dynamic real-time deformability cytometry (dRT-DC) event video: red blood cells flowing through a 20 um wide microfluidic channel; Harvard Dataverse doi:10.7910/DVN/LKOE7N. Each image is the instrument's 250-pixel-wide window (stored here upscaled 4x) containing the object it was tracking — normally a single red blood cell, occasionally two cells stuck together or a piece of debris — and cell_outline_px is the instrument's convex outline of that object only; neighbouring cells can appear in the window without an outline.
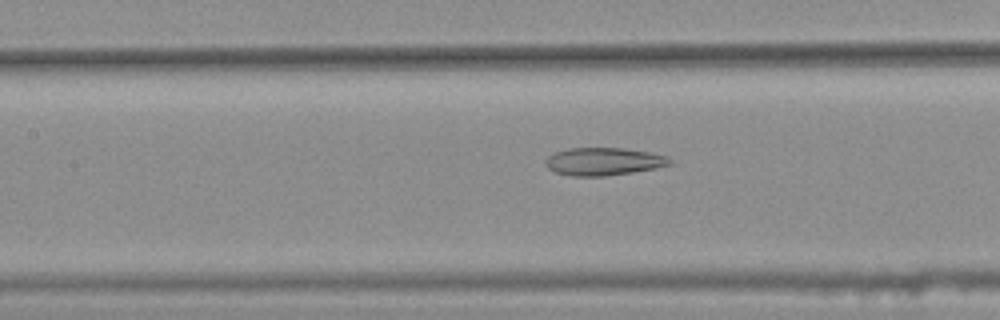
{"species": "common noctule bat (a hibernating species)", "species_latin": "Nyctalus noctula", "temperature_condition": "warm", "stored_images_in_passage": 47, "camera_frame_rate_fps": 3000, "um_per_image_px": 0.085, "animal": {"sex": "female", "body_mass_g": 25.1}, "frame": {"image": 1, "passage_image": 24, "time_ms": 7.667, "image_size_px": [1000, 320], "cell_outline_px": [[672, 164], [656, 168], [632, 172], [604, 176], [572, 176], [556, 172], [548, 168], [544, 164], [544, 160], [548, 156], [556, 152], [568, 148], [624, 148], [648, 152], [668, 156], [672, 160]], "centroid_in_image_um": [51.3, 13.72], "position_along_channel_um": 156.1, "area_um2": 20.11}}
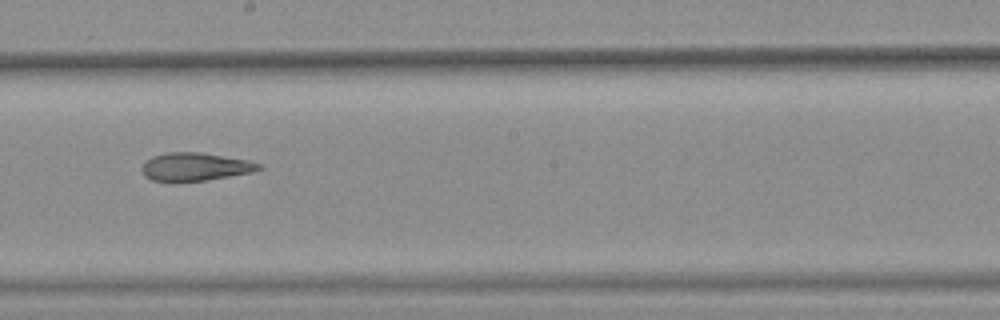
{"frame": {"image": 2, "passage_image": 30, "time_ms": 9.667, "image_size_px": [1000, 320], "cell_outline_px": [[264, 168], [252, 172], [208, 180], [152, 180], [144, 176], [140, 168], [152, 156], [168, 152], [200, 152], [248, 160], [260, 164]], "centroid_in_image_um": [16.61, 14.16], "position_along_channel_um": 231.6, "area_um2": 18.84}}
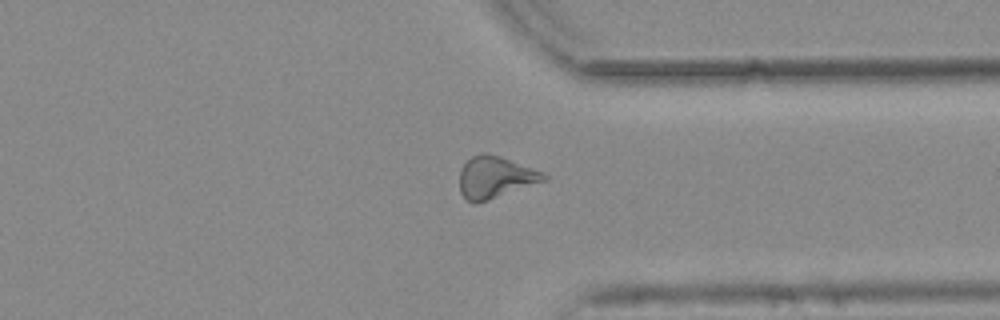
{"frame": {"image": 3, "passage_image": 41, "time_ms": 13.333, "image_size_px": [1000, 320], "cell_outline_px": [[548, 180], [476, 204], [468, 200], [460, 192], [460, 168], [472, 156], [480, 152], [488, 152], [500, 156], [540, 172], [548, 176]], "centroid_in_image_um": [42.07, 15.07], "position_along_channel_um": 369.3, "area_um2": 20.35}, "authors_computed_cell_mechanics": {"area_um2": 20.808, "velocity_mm_per_s": 3.7914, "shape_relaxation_time_tau1_ms": null, "shape_relaxation_time_tau2_ms": 3.919, "deformation_change_tau1": null, "deformation_change_tau2": 0.1424}}